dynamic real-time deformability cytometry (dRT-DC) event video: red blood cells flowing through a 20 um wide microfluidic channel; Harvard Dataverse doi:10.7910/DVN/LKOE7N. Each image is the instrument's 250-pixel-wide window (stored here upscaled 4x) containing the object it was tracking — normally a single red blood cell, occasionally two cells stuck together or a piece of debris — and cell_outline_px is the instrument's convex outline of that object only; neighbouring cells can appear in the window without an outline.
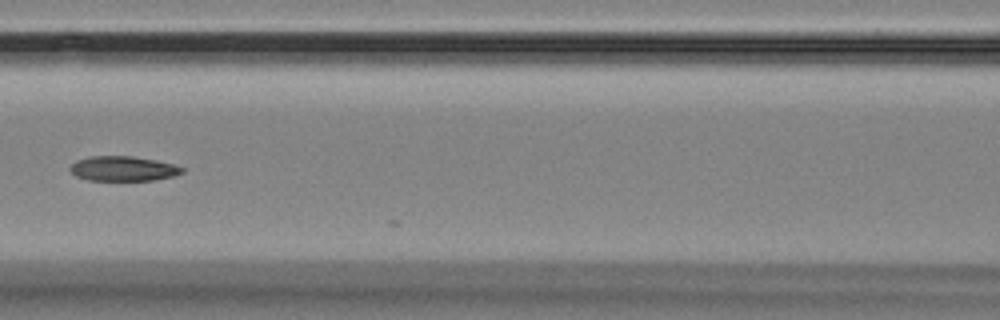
{"species": "Egyptian fruit bat (a non-hibernating species)", "species_latin": "Rousettus aegyptiacus", "temperature_condition": "room temperature", "stored_images_in_passage": 9, "camera_frame_rate_fps": 3000, "um_per_image_px": 0.085, "animal": {"sex": "female"}, "frame": {"image": 1, "passage_image": 7, "time_ms": 7.0, "image_size_px": [1000, 320], "cell_outline_px": [[184, 172], [176, 176], [152, 180], [88, 180], [76, 176], [68, 168], [76, 160], [88, 156], [132, 156], [156, 160], [172, 164], [184, 168]], "centroid_in_image_um": [10.46, 14.33], "position_along_channel_um": 156.1, "area_um2": 16.24}}
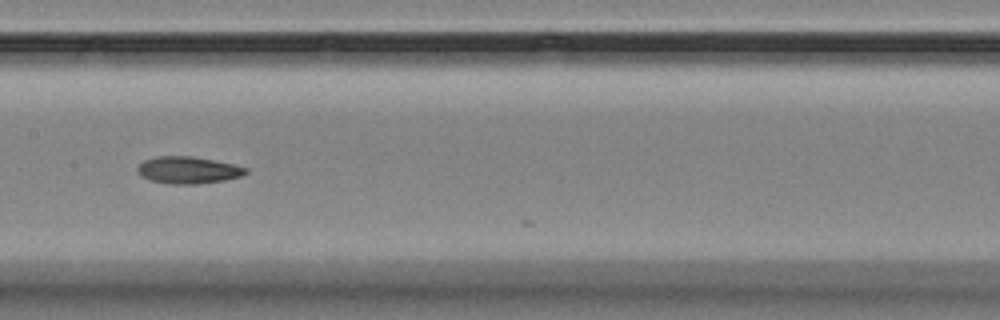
{"frame": {"image": 2, "passage_image": 8, "time_ms": 8.0, "image_size_px": [1000, 320], "cell_outline_px": [[248, 172], [240, 176], [224, 180], [196, 184], [168, 184], [148, 180], [140, 176], [136, 172], [136, 168], [144, 160], [156, 156], [192, 156], [232, 164], [248, 168]], "centroid_in_image_um": [15.93, 14.46], "position_along_channel_um": 191.5, "area_um2": 17.11}}